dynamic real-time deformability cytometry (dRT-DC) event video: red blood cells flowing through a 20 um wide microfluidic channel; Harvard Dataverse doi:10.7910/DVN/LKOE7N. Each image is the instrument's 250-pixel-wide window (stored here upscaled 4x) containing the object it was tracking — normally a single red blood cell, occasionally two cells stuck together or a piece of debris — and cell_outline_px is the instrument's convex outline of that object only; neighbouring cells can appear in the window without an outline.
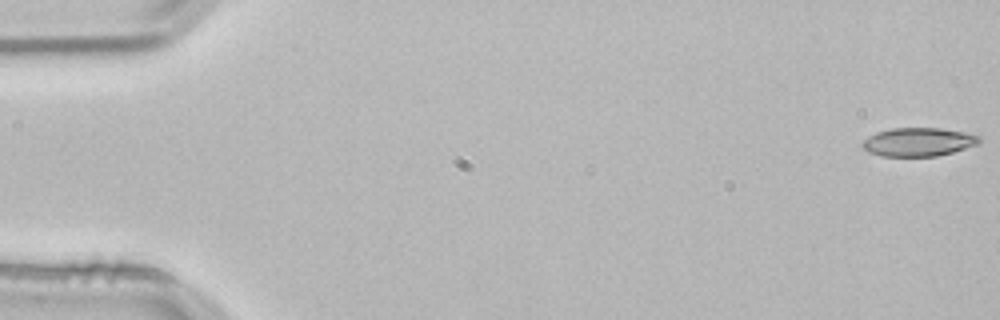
{"species": "common noctule bat (a hibernating species)", "species_latin": "Nyctalus noctula", "temperature_condition": "room temperature", "stored_images_in_passage": 54, "camera_frame_rate_fps": 3000, "um_per_image_px": 0.085, "animal": {"sex": "male", "body_mass_g": 21.5, "forearm_length_mm": 52.0}, "frame": {"image": 1, "passage_image": 1, "time_ms": 0.0, "image_size_px": [1000, 320], "cell_outline_px": [[984, 140], [980, 144], [952, 152], [936, 156], [880, 156], [868, 152], [860, 144], [868, 136], [876, 132], [892, 128], [940, 128], [964, 132], [980, 136]], "centroid_in_image_um": [78.08, 12.06], "position_along_channel_um": 6.9, "area_um2": 19.59}}
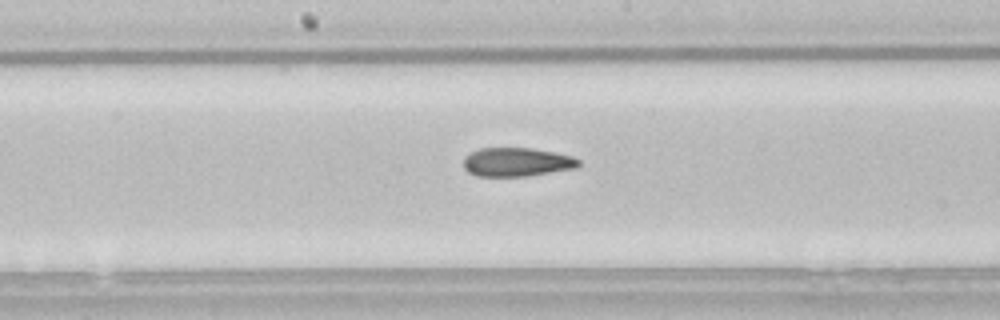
{"frame": {"image": 2, "passage_image": 28, "time_ms": 9.0, "image_size_px": [1000, 320], "cell_outline_px": [[580, 164], [576, 168], [528, 176], [476, 176], [468, 172], [464, 168], [464, 156], [480, 148], [532, 148], [572, 156], [580, 160]], "centroid_in_image_um": [43.92, 13.78], "position_along_channel_um": 204.3, "area_um2": 19.31}}
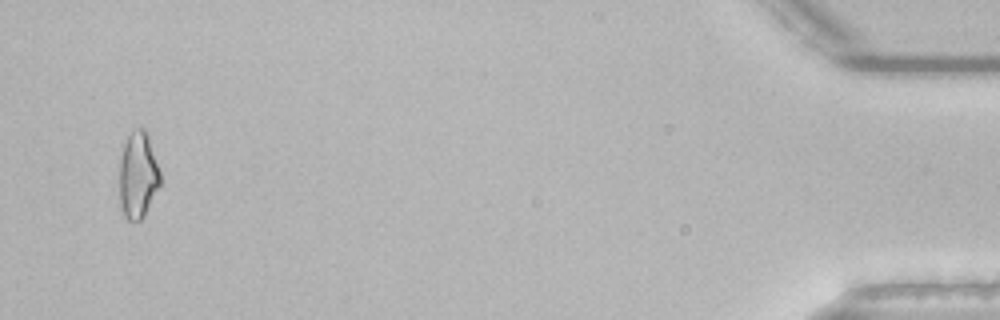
{"frame": {"image": 3, "passage_image": 52, "time_ms": 17.0, "image_size_px": [1000, 320], "cell_outline_px": [[160, 184], [144, 216], [140, 220], [128, 220], [124, 216], [120, 208], [120, 160], [124, 144], [128, 136], [132, 132], [140, 128], [144, 128], [148, 136], [160, 172]], "centroid_in_image_um": [11.72, 14.92], "position_along_channel_um": 423.5, "area_um2": 20.23}, "authors_computed_cell_mechanics": {"area_um2": 19.7965, "velocity_mm_per_s": 3.8252, "shape_relaxation_time_tau1_ms": null, "shape_relaxation_time_tau2_ms": 3.3964, "deformation_change_tau1": null, "deformation_change_tau2": 0.1187}}